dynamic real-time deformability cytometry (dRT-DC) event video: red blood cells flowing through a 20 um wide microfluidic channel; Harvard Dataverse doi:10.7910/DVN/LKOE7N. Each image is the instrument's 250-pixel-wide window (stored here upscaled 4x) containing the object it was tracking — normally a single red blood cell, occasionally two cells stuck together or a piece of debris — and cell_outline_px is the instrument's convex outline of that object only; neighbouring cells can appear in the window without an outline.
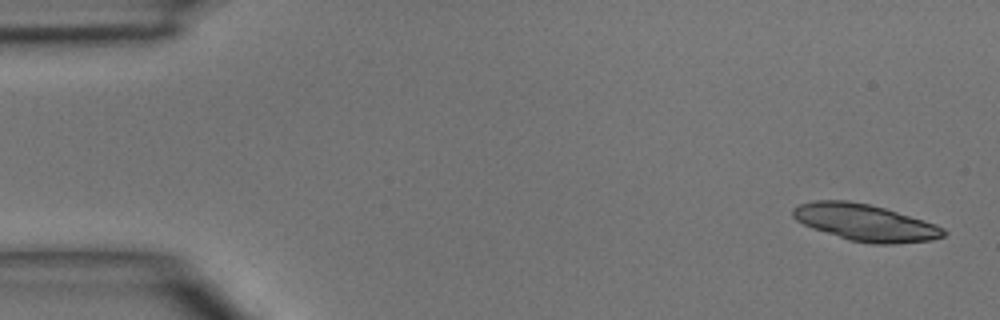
{"species": "common noctule bat (a hibernating species)", "species_latin": "Nyctalus noctula", "temperature_condition": "room temperature", "stored_images_in_passage": 4, "camera_frame_rate_fps": 3000, "um_per_image_px": 0.085, "animal": {"sex": "male", "body_mass_g": 15.6}, "frame": {"image": 1, "passage_image": 1, "time_ms": 0.0, "image_size_px": [1000, 320], "cell_outline_px": [[948, 232], [944, 236], [932, 240], [896, 244], [872, 244], [848, 240], [812, 228], [796, 220], [792, 216], [792, 208], [800, 204], [812, 200], [848, 200], [868, 204], [884, 208], [924, 220], [936, 224], [944, 228]], "centroid_in_image_um": [73.54, 18.92], "position_along_channel_um": 11.5, "area_um2": 32.43}}
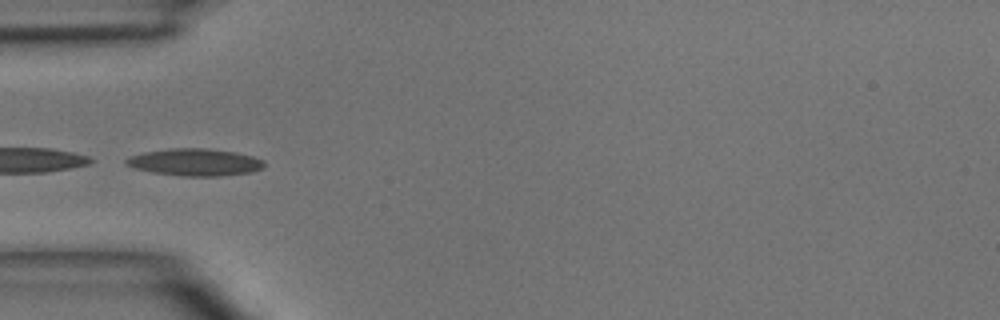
{"frame": {"image": 2, "passage_image": 4, "time_ms": 4.333, "image_size_px": [1000, 320], "cell_outline_px": [[264, 168], [252, 172], [220, 176], [184, 176], [152, 172], [132, 168], [124, 164], [124, 160], [132, 156], [144, 152], [172, 148], [208, 148], [236, 152], [252, 156], [264, 160]], "centroid_in_image_um": [16.58, 13.79], "position_along_channel_um": 68.4, "area_um2": 21.96}}